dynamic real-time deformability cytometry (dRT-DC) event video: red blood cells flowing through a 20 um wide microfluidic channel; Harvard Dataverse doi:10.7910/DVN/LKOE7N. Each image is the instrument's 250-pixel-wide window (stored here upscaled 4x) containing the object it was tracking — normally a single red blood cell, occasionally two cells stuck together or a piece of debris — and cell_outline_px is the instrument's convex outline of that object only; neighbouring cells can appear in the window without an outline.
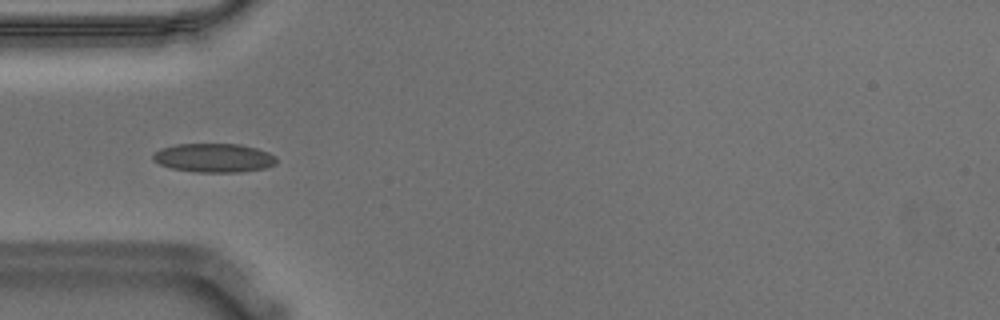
{"species": "Egyptian fruit bat (a non-hibernating species)", "species_latin": "Rousettus aegyptiacus", "temperature_condition": "warm", "stored_images_in_passage": 18, "camera_frame_rate_fps": 3000, "um_per_image_px": 0.085, "animal": {"sex": "male"}, "frame": {"image": 1, "passage_image": 8, "time_ms": 2.333, "image_size_px": [1000, 320], "cell_outline_px": [[276, 164], [264, 168], [240, 172], [196, 172], [172, 168], [160, 164], [152, 160], [152, 156], [160, 148], [176, 144], [240, 144], [256, 148], [268, 152], [276, 156]], "centroid_in_image_um": [18.18, 13.41], "position_along_channel_um": 66.8, "area_um2": 20.75}}
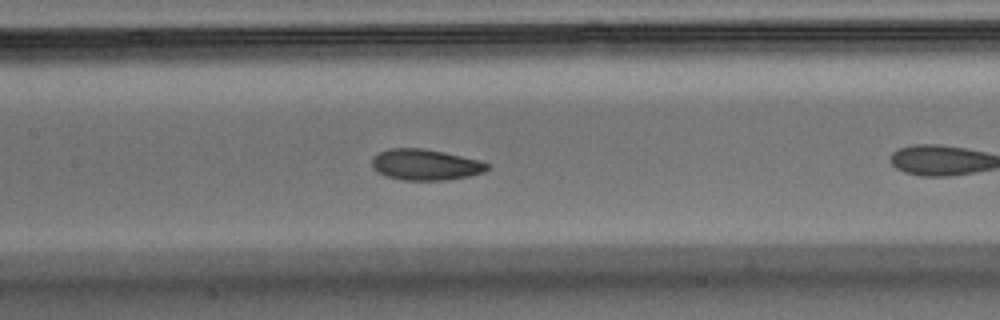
{"frame": {"image": 2, "passage_image": 13, "time_ms": 4.0, "image_size_px": [1000, 320], "cell_outline_px": [[488, 168], [484, 172], [468, 176], [444, 180], [404, 180], [388, 176], [372, 168], [372, 156], [388, 148], [424, 148], [444, 152], [480, 160], [488, 164]], "centroid_in_image_um": [36.15, 13.98], "position_along_channel_um": 171.3, "area_um2": 20.69}}
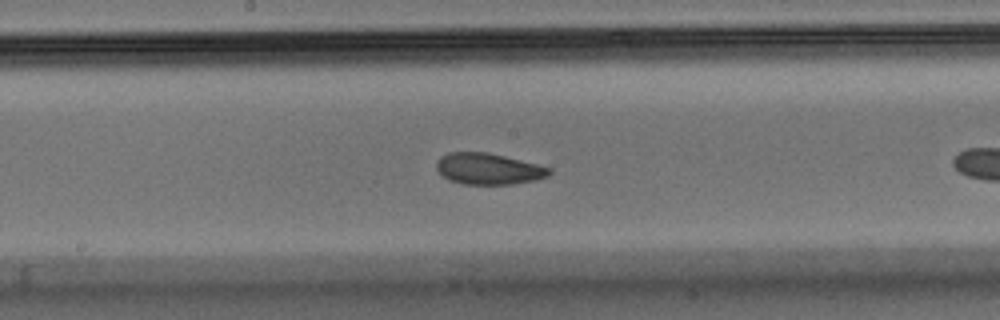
{"frame": {"image": 3, "passage_image": 16, "time_ms": 5.0, "image_size_px": [1000, 320], "cell_outline_px": [[552, 172], [548, 176], [536, 180], [512, 184], [464, 184], [448, 180], [436, 168], [436, 160], [440, 156], [448, 152], [488, 152], [552, 168]], "centroid_in_image_um": [41.5, 14.35], "position_along_channel_um": 206.7, "area_um2": 20.58}}